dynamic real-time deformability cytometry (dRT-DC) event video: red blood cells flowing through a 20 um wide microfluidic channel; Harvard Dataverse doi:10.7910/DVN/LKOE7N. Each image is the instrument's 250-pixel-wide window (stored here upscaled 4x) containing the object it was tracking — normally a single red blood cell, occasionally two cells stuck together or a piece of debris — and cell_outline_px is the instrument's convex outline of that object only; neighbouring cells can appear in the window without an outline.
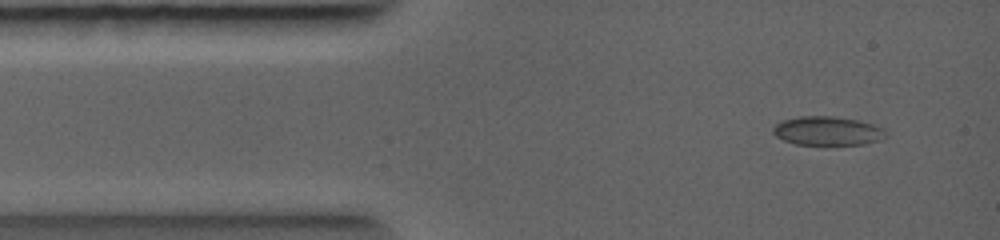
{"species": "common noctule bat (a hibernating species)", "species_latin": "Nyctalus noctula", "temperature_condition": "warm", "stored_images_in_passage": 5, "camera_frame_rate_fps": 5000, "um_per_image_px": 0.085, "animal": {"sex": "female", "body_mass_g": 19.0, "forearm_length_mm": 56.7}, "frame": {"image": 1, "passage_image": 1, "time_ms": 0.0, "image_size_px": [1000, 240], "cell_outline_px": [[888, 136], [880, 140], [860, 144], [800, 144], [784, 140], [776, 136], [772, 132], [772, 128], [780, 120], [800, 116], [836, 116], [860, 120], [884, 128]], "centroid_in_image_um": [70.35, 11.1], "position_along_channel_um": 14.7, "area_um2": 19.02}}
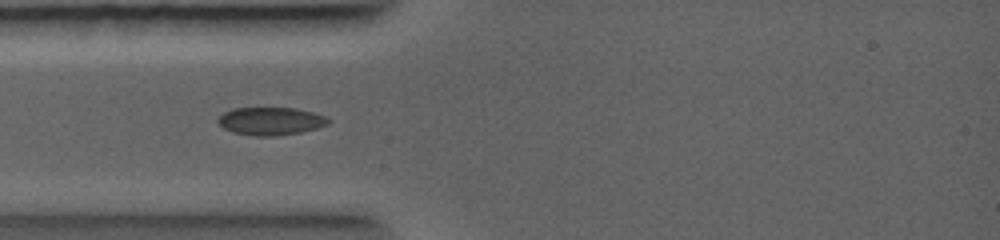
{"frame": {"image": 2, "passage_image": 4, "time_ms": 1.6, "image_size_px": [1000, 240], "cell_outline_px": [[328, 124], [316, 128], [300, 132], [268, 136], [256, 136], [236, 132], [224, 128], [220, 124], [220, 116], [224, 112], [232, 108], [296, 108], [312, 112], [324, 116], [328, 120]], "centroid_in_image_um": [23.01, 10.28], "position_along_channel_um": 62.0, "area_um2": 17.4}}